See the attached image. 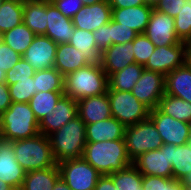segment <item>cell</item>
I'll return each instance as SVG.
<instances>
[{"label": "cell", "instance_id": "cell-1", "mask_svg": "<svg viewBox=\"0 0 191 190\" xmlns=\"http://www.w3.org/2000/svg\"><path fill=\"white\" fill-rule=\"evenodd\" d=\"M83 158L102 175L124 170L133 163L125 139L86 142Z\"/></svg>", "mask_w": 191, "mask_h": 190}, {"label": "cell", "instance_id": "cell-2", "mask_svg": "<svg viewBox=\"0 0 191 190\" xmlns=\"http://www.w3.org/2000/svg\"><path fill=\"white\" fill-rule=\"evenodd\" d=\"M108 76L100 63L89 64L64 77V94L73 100L107 93Z\"/></svg>", "mask_w": 191, "mask_h": 190}, {"label": "cell", "instance_id": "cell-3", "mask_svg": "<svg viewBox=\"0 0 191 190\" xmlns=\"http://www.w3.org/2000/svg\"><path fill=\"white\" fill-rule=\"evenodd\" d=\"M48 138L57 163L82 158L86 145V123L77 116L48 135Z\"/></svg>", "mask_w": 191, "mask_h": 190}, {"label": "cell", "instance_id": "cell-4", "mask_svg": "<svg viewBox=\"0 0 191 190\" xmlns=\"http://www.w3.org/2000/svg\"><path fill=\"white\" fill-rule=\"evenodd\" d=\"M13 150L16 161L26 172L47 169L58 164L54 159L48 136L42 133L13 141Z\"/></svg>", "mask_w": 191, "mask_h": 190}, {"label": "cell", "instance_id": "cell-5", "mask_svg": "<svg viewBox=\"0 0 191 190\" xmlns=\"http://www.w3.org/2000/svg\"><path fill=\"white\" fill-rule=\"evenodd\" d=\"M39 121L29 103L12 102L2 113V140L18 141L39 134Z\"/></svg>", "mask_w": 191, "mask_h": 190}, {"label": "cell", "instance_id": "cell-6", "mask_svg": "<svg viewBox=\"0 0 191 190\" xmlns=\"http://www.w3.org/2000/svg\"><path fill=\"white\" fill-rule=\"evenodd\" d=\"M112 117L125 127L136 125L149 118L150 109L141 103L132 92L107 90Z\"/></svg>", "mask_w": 191, "mask_h": 190}, {"label": "cell", "instance_id": "cell-7", "mask_svg": "<svg viewBox=\"0 0 191 190\" xmlns=\"http://www.w3.org/2000/svg\"><path fill=\"white\" fill-rule=\"evenodd\" d=\"M124 139L132 162L147 151L158 150L163 145L161 136L150 118L126 127Z\"/></svg>", "mask_w": 191, "mask_h": 190}, {"label": "cell", "instance_id": "cell-8", "mask_svg": "<svg viewBox=\"0 0 191 190\" xmlns=\"http://www.w3.org/2000/svg\"><path fill=\"white\" fill-rule=\"evenodd\" d=\"M57 166L60 178L71 190H94L98 179L102 176L83 157L63 160Z\"/></svg>", "mask_w": 191, "mask_h": 190}, {"label": "cell", "instance_id": "cell-9", "mask_svg": "<svg viewBox=\"0 0 191 190\" xmlns=\"http://www.w3.org/2000/svg\"><path fill=\"white\" fill-rule=\"evenodd\" d=\"M131 92L141 103L153 110L158 107L159 101L165 95V76L144 69Z\"/></svg>", "mask_w": 191, "mask_h": 190}, {"label": "cell", "instance_id": "cell-10", "mask_svg": "<svg viewBox=\"0 0 191 190\" xmlns=\"http://www.w3.org/2000/svg\"><path fill=\"white\" fill-rule=\"evenodd\" d=\"M149 118L154 122L163 144L181 146L191 137L187 122L165 115L158 108L150 110Z\"/></svg>", "mask_w": 191, "mask_h": 190}, {"label": "cell", "instance_id": "cell-11", "mask_svg": "<svg viewBox=\"0 0 191 190\" xmlns=\"http://www.w3.org/2000/svg\"><path fill=\"white\" fill-rule=\"evenodd\" d=\"M186 49L187 44L183 41L171 46L156 47L144 69L156 71L166 76L185 64Z\"/></svg>", "mask_w": 191, "mask_h": 190}, {"label": "cell", "instance_id": "cell-12", "mask_svg": "<svg viewBox=\"0 0 191 190\" xmlns=\"http://www.w3.org/2000/svg\"><path fill=\"white\" fill-rule=\"evenodd\" d=\"M132 164L142 175L173 178L169 144H163L158 150L147 151L136 158Z\"/></svg>", "mask_w": 191, "mask_h": 190}, {"label": "cell", "instance_id": "cell-13", "mask_svg": "<svg viewBox=\"0 0 191 190\" xmlns=\"http://www.w3.org/2000/svg\"><path fill=\"white\" fill-rule=\"evenodd\" d=\"M144 34L156 47L171 46L181 42L175 32L174 18L155 9L151 12Z\"/></svg>", "mask_w": 191, "mask_h": 190}, {"label": "cell", "instance_id": "cell-14", "mask_svg": "<svg viewBox=\"0 0 191 190\" xmlns=\"http://www.w3.org/2000/svg\"><path fill=\"white\" fill-rule=\"evenodd\" d=\"M58 44L45 35H36L22 55L35 71L52 68L55 65V56Z\"/></svg>", "mask_w": 191, "mask_h": 190}, {"label": "cell", "instance_id": "cell-15", "mask_svg": "<svg viewBox=\"0 0 191 190\" xmlns=\"http://www.w3.org/2000/svg\"><path fill=\"white\" fill-rule=\"evenodd\" d=\"M112 19V8L108 0L92 5H84L73 17L75 28L94 32Z\"/></svg>", "mask_w": 191, "mask_h": 190}, {"label": "cell", "instance_id": "cell-16", "mask_svg": "<svg viewBox=\"0 0 191 190\" xmlns=\"http://www.w3.org/2000/svg\"><path fill=\"white\" fill-rule=\"evenodd\" d=\"M77 116V101L64 94L52 113L40 120L39 132L48 136Z\"/></svg>", "mask_w": 191, "mask_h": 190}, {"label": "cell", "instance_id": "cell-17", "mask_svg": "<svg viewBox=\"0 0 191 190\" xmlns=\"http://www.w3.org/2000/svg\"><path fill=\"white\" fill-rule=\"evenodd\" d=\"M26 171L16 161L13 141L0 140V180L19 190L25 178Z\"/></svg>", "mask_w": 191, "mask_h": 190}, {"label": "cell", "instance_id": "cell-18", "mask_svg": "<svg viewBox=\"0 0 191 190\" xmlns=\"http://www.w3.org/2000/svg\"><path fill=\"white\" fill-rule=\"evenodd\" d=\"M132 41L125 44H114L100 54V65L109 77L128 65L135 63Z\"/></svg>", "mask_w": 191, "mask_h": 190}, {"label": "cell", "instance_id": "cell-19", "mask_svg": "<svg viewBox=\"0 0 191 190\" xmlns=\"http://www.w3.org/2000/svg\"><path fill=\"white\" fill-rule=\"evenodd\" d=\"M75 27L72 19L65 17L51 1H47V28L45 36L56 44L69 43Z\"/></svg>", "mask_w": 191, "mask_h": 190}, {"label": "cell", "instance_id": "cell-20", "mask_svg": "<svg viewBox=\"0 0 191 190\" xmlns=\"http://www.w3.org/2000/svg\"><path fill=\"white\" fill-rule=\"evenodd\" d=\"M153 9L154 5L152 3L125 8H112V19L117 23H121L122 26L131 28L141 34L144 33L148 25Z\"/></svg>", "mask_w": 191, "mask_h": 190}, {"label": "cell", "instance_id": "cell-21", "mask_svg": "<svg viewBox=\"0 0 191 190\" xmlns=\"http://www.w3.org/2000/svg\"><path fill=\"white\" fill-rule=\"evenodd\" d=\"M77 115L86 124L112 117L107 93L77 100Z\"/></svg>", "mask_w": 191, "mask_h": 190}, {"label": "cell", "instance_id": "cell-22", "mask_svg": "<svg viewBox=\"0 0 191 190\" xmlns=\"http://www.w3.org/2000/svg\"><path fill=\"white\" fill-rule=\"evenodd\" d=\"M125 128L115 117L86 124V142L124 139Z\"/></svg>", "mask_w": 191, "mask_h": 190}, {"label": "cell", "instance_id": "cell-23", "mask_svg": "<svg viewBox=\"0 0 191 190\" xmlns=\"http://www.w3.org/2000/svg\"><path fill=\"white\" fill-rule=\"evenodd\" d=\"M165 94L191 103V70L186 64L165 76Z\"/></svg>", "mask_w": 191, "mask_h": 190}, {"label": "cell", "instance_id": "cell-24", "mask_svg": "<svg viewBox=\"0 0 191 190\" xmlns=\"http://www.w3.org/2000/svg\"><path fill=\"white\" fill-rule=\"evenodd\" d=\"M89 64L84 53L74 46L69 43L58 44L54 68L64 77Z\"/></svg>", "mask_w": 191, "mask_h": 190}, {"label": "cell", "instance_id": "cell-25", "mask_svg": "<svg viewBox=\"0 0 191 190\" xmlns=\"http://www.w3.org/2000/svg\"><path fill=\"white\" fill-rule=\"evenodd\" d=\"M23 23L36 35H45L47 28V0L24 1Z\"/></svg>", "mask_w": 191, "mask_h": 190}, {"label": "cell", "instance_id": "cell-26", "mask_svg": "<svg viewBox=\"0 0 191 190\" xmlns=\"http://www.w3.org/2000/svg\"><path fill=\"white\" fill-rule=\"evenodd\" d=\"M60 178L58 166L42 170H32L25 174L19 190H52Z\"/></svg>", "mask_w": 191, "mask_h": 190}, {"label": "cell", "instance_id": "cell-27", "mask_svg": "<svg viewBox=\"0 0 191 190\" xmlns=\"http://www.w3.org/2000/svg\"><path fill=\"white\" fill-rule=\"evenodd\" d=\"M144 70V66L132 63L108 77L107 90L131 92Z\"/></svg>", "mask_w": 191, "mask_h": 190}, {"label": "cell", "instance_id": "cell-28", "mask_svg": "<svg viewBox=\"0 0 191 190\" xmlns=\"http://www.w3.org/2000/svg\"><path fill=\"white\" fill-rule=\"evenodd\" d=\"M69 44L74 46L78 51L83 52L85 59L90 64L99 63L101 51L93 38V32L75 28Z\"/></svg>", "mask_w": 191, "mask_h": 190}, {"label": "cell", "instance_id": "cell-29", "mask_svg": "<svg viewBox=\"0 0 191 190\" xmlns=\"http://www.w3.org/2000/svg\"><path fill=\"white\" fill-rule=\"evenodd\" d=\"M36 34L32 32L23 22L1 35V41L21 56L31 45Z\"/></svg>", "mask_w": 191, "mask_h": 190}, {"label": "cell", "instance_id": "cell-30", "mask_svg": "<svg viewBox=\"0 0 191 190\" xmlns=\"http://www.w3.org/2000/svg\"><path fill=\"white\" fill-rule=\"evenodd\" d=\"M169 156L173 169V179L181 181L191 172V146L169 144Z\"/></svg>", "mask_w": 191, "mask_h": 190}, {"label": "cell", "instance_id": "cell-31", "mask_svg": "<svg viewBox=\"0 0 191 190\" xmlns=\"http://www.w3.org/2000/svg\"><path fill=\"white\" fill-rule=\"evenodd\" d=\"M24 1L4 0L0 7V35L23 22Z\"/></svg>", "mask_w": 191, "mask_h": 190}, {"label": "cell", "instance_id": "cell-32", "mask_svg": "<svg viewBox=\"0 0 191 190\" xmlns=\"http://www.w3.org/2000/svg\"><path fill=\"white\" fill-rule=\"evenodd\" d=\"M165 115L171 116L182 122L191 120V103L182 98L165 94L157 107Z\"/></svg>", "mask_w": 191, "mask_h": 190}, {"label": "cell", "instance_id": "cell-33", "mask_svg": "<svg viewBox=\"0 0 191 190\" xmlns=\"http://www.w3.org/2000/svg\"><path fill=\"white\" fill-rule=\"evenodd\" d=\"M33 78L36 92H64V76L54 67L35 71Z\"/></svg>", "mask_w": 191, "mask_h": 190}, {"label": "cell", "instance_id": "cell-34", "mask_svg": "<svg viewBox=\"0 0 191 190\" xmlns=\"http://www.w3.org/2000/svg\"><path fill=\"white\" fill-rule=\"evenodd\" d=\"M64 92H36L29 101L35 118L40 122L42 118L52 113Z\"/></svg>", "mask_w": 191, "mask_h": 190}, {"label": "cell", "instance_id": "cell-35", "mask_svg": "<svg viewBox=\"0 0 191 190\" xmlns=\"http://www.w3.org/2000/svg\"><path fill=\"white\" fill-rule=\"evenodd\" d=\"M118 190H143L142 174L131 164L124 170L109 174Z\"/></svg>", "mask_w": 191, "mask_h": 190}, {"label": "cell", "instance_id": "cell-36", "mask_svg": "<svg viewBox=\"0 0 191 190\" xmlns=\"http://www.w3.org/2000/svg\"><path fill=\"white\" fill-rule=\"evenodd\" d=\"M12 102L29 103L36 93V85L33 77L23 79L13 85H8Z\"/></svg>", "mask_w": 191, "mask_h": 190}, {"label": "cell", "instance_id": "cell-37", "mask_svg": "<svg viewBox=\"0 0 191 190\" xmlns=\"http://www.w3.org/2000/svg\"><path fill=\"white\" fill-rule=\"evenodd\" d=\"M135 62L145 66L150 56L154 53L156 46L144 33L138 34L132 41Z\"/></svg>", "mask_w": 191, "mask_h": 190}, {"label": "cell", "instance_id": "cell-38", "mask_svg": "<svg viewBox=\"0 0 191 190\" xmlns=\"http://www.w3.org/2000/svg\"><path fill=\"white\" fill-rule=\"evenodd\" d=\"M175 32L180 41L186 42L191 37V1L174 17Z\"/></svg>", "mask_w": 191, "mask_h": 190}, {"label": "cell", "instance_id": "cell-39", "mask_svg": "<svg viewBox=\"0 0 191 190\" xmlns=\"http://www.w3.org/2000/svg\"><path fill=\"white\" fill-rule=\"evenodd\" d=\"M110 46L114 44H125L133 41L138 33L131 28L122 26L113 19L109 22Z\"/></svg>", "mask_w": 191, "mask_h": 190}, {"label": "cell", "instance_id": "cell-40", "mask_svg": "<svg viewBox=\"0 0 191 190\" xmlns=\"http://www.w3.org/2000/svg\"><path fill=\"white\" fill-rule=\"evenodd\" d=\"M35 69L22 57L16 65L6 72V84L13 85L16 82L34 77Z\"/></svg>", "mask_w": 191, "mask_h": 190}, {"label": "cell", "instance_id": "cell-41", "mask_svg": "<svg viewBox=\"0 0 191 190\" xmlns=\"http://www.w3.org/2000/svg\"><path fill=\"white\" fill-rule=\"evenodd\" d=\"M22 56L0 41V69L5 73L12 69Z\"/></svg>", "mask_w": 191, "mask_h": 190}, {"label": "cell", "instance_id": "cell-42", "mask_svg": "<svg viewBox=\"0 0 191 190\" xmlns=\"http://www.w3.org/2000/svg\"><path fill=\"white\" fill-rule=\"evenodd\" d=\"M189 1L191 0H157L153 5L158 12L174 18L183 9L185 3Z\"/></svg>", "mask_w": 191, "mask_h": 190}, {"label": "cell", "instance_id": "cell-43", "mask_svg": "<svg viewBox=\"0 0 191 190\" xmlns=\"http://www.w3.org/2000/svg\"><path fill=\"white\" fill-rule=\"evenodd\" d=\"M54 6L70 19L85 5L82 0H52Z\"/></svg>", "mask_w": 191, "mask_h": 190}, {"label": "cell", "instance_id": "cell-44", "mask_svg": "<svg viewBox=\"0 0 191 190\" xmlns=\"http://www.w3.org/2000/svg\"><path fill=\"white\" fill-rule=\"evenodd\" d=\"M171 178L142 175V189L143 190H166V183Z\"/></svg>", "mask_w": 191, "mask_h": 190}, {"label": "cell", "instance_id": "cell-45", "mask_svg": "<svg viewBox=\"0 0 191 190\" xmlns=\"http://www.w3.org/2000/svg\"><path fill=\"white\" fill-rule=\"evenodd\" d=\"M97 47L102 52L110 46L109 23H106L93 32Z\"/></svg>", "mask_w": 191, "mask_h": 190}, {"label": "cell", "instance_id": "cell-46", "mask_svg": "<svg viewBox=\"0 0 191 190\" xmlns=\"http://www.w3.org/2000/svg\"><path fill=\"white\" fill-rule=\"evenodd\" d=\"M12 104L9 88L6 83L0 84V112L4 113Z\"/></svg>", "mask_w": 191, "mask_h": 190}, {"label": "cell", "instance_id": "cell-47", "mask_svg": "<svg viewBox=\"0 0 191 190\" xmlns=\"http://www.w3.org/2000/svg\"><path fill=\"white\" fill-rule=\"evenodd\" d=\"M108 2L111 8H125L149 3L148 0H108Z\"/></svg>", "mask_w": 191, "mask_h": 190}, {"label": "cell", "instance_id": "cell-48", "mask_svg": "<svg viewBox=\"0 0 191 190\" xmlns=\"http://www.w3.org/2000/svg\"><path fill=\"white\" fill-rule=\"evenodd\" d=\"M94 190H118V189L114 184L113 179L109 175H102L98 179V182L96 183Z\"/></svg>", "mask_w": 191, "mask_h": 190}, {"label": "cell", "instance_id": "cell-49", "mask_svg": "<svg viewBox=\"0 0 191 190\" xmlns=\"http://www.w3.org/2000/svg\"><path fill=\"white\" fill-rule=\"evenodd\" d=\"M166 190H184V184L172 178L166 183Z\"/></svg>", "mask_w": 191, "mask_h": 190}, {"label": "cell", "instance_id": "cell-50", "mask_svg": "<svg viewBox=\"0 0 191 190\" xmlns=\"http://www.w3.org/2000/svg\"><path fill=\"white\" fill-rule=\"evenodd\" d=\"M52 190H71V189L67 186L66 182L62 178H59L56 181Z\"/></svg>", "mask_w": 191, "mask_h": 190}, {"label": "cell", "instance_id": "cell-51", "mask_svg": "<svg viewBox=\"0 0 191 190\" xmlns=\"http://www.w3.org/2000/svg\"><path fill=\"white\" fill-rule=\"evenodd\" d=\"M185 64H186V65L190 68V70H191V45H187Z\"/></svg>", "mask_w": 191, "mask_h": 190}, {"label": "cell", "instance_id": "cell-52", "mask_svg": "<svg viewBox=\"0 0 191 190\" xmlns=\"http://www.w3.org/2000/svg\"><path fill=\"white\" fill-rule=\"evenodd\" d=\"M180 182L186 185H191V172L184 176V178Z\"/></svg>", "mask_w": 191, "mask_h": 190}, {"label": "cell", "instance_id": "cell-53", "mask_svg": "<svg viewBox=\"0 0 191 190\" xmlns=\"http://www.w3.org/2000/svg\"><path fill=\"white\" fill-rule=\"evenodd\" d=\"M0 190H14L11 186L0 180Z\"/></svg>", "mask_w": 191, "mask_h": 190}, {"label": "cell", "instance_id": "cell-54", "mask_svg": "<svg viewBox=\"0 0 191 190\" xmlns=\"http://www.w3.org/2000/svg\"><path fill=\"white\" fill-rule=\"evenodd\" d=\"M6 83V73L0 69V84Z\"/></svg>", "mask_w": 191, "mask_h": 190}, {"label": "cell", "instance_id": "cell-55", "mask_svg": "<svg viewBox=\"0 0 191 190\" xmlns=\"http://www.w3.org/2000/svg\"><path fill=\"white\" fill-rule=\"evenodd\" d=\"M82 1L84 2L85 5H92L104 0H82Z\"/></svg>", "mask_w": 191, "mask_h": 190}, {"label": "cell", "instance_id": "cell-56", "mask_svg": "<svg viewBox=\"0 0 191 190\" xmlns=\"http://www.w3.org/2000/svg\"><path fill=\"white\" fill-rule=\"evenodd\" d=\"M2 133V113L0 112V135Z\"/></svg>", "mask_w": 191, "mask_h": 190}, {"label": "cell", "instance_id": "cell-57", "mask_svg": "<svg viewBox=\"0 0 191 190\" xmlns=\"http://www.w3.org/2000/svg\"><path fill=\"white\" fill-rule=\"evenodd\" d=\"M184 190H191V185L184 184Z\"/></svg>", "mask_w": 191, "mask_h": 190}, {"label": "cell", "instance_id": "cell-58", "mask_svg": "<svg viewBox=\"0 0 191 190\" xmlns=\"http://www.w3.org/2000/svg\"><path fill=\"white\" fill-rule=\"evenodd\" d=\"M187 45H191V37L185 42Z\"/></svg>", "mask_w": 191, "mask_h": 190}, {"label": "cell", "instance_id": "cell-59", "mask_svg": "<svg viewBox=\"0 0 191 190\" xmlns=\"http://www.w3.org/2000/svg\"><path fill=\"white\" fill-rule=\"evenodd\" d=\"M187 144L191 146V137L187 140Z\"/></svg>", "mask_w": 191, "mask_h": 190}, {"label": "cell", "instance_id": "cell-60", "mask_svg": "<svg viewBox=\"0 0 191 190\" xmlns=\"http://www.w3.org/2000/svg\"><path fill=\"white\" fill-rule=\"evenodd\" d=\"M157 0H148L149 3H155Z\"/></svg>", "mask_w": 191, "mask_h": 190}, {"label": "cell", "instance_id": "cell-61", "mask_svg": "<svg viewBox=\"0 0 191 190\" xmlns=\"http://www.w3.org/2000/svg\"><path fill=\"white\" fill-rule=\"evenodd\" d=\"M190 133H191V120L188 122Z\"/></svg>", "mask_w": 191, "mask_h": 190}]
</instances>
